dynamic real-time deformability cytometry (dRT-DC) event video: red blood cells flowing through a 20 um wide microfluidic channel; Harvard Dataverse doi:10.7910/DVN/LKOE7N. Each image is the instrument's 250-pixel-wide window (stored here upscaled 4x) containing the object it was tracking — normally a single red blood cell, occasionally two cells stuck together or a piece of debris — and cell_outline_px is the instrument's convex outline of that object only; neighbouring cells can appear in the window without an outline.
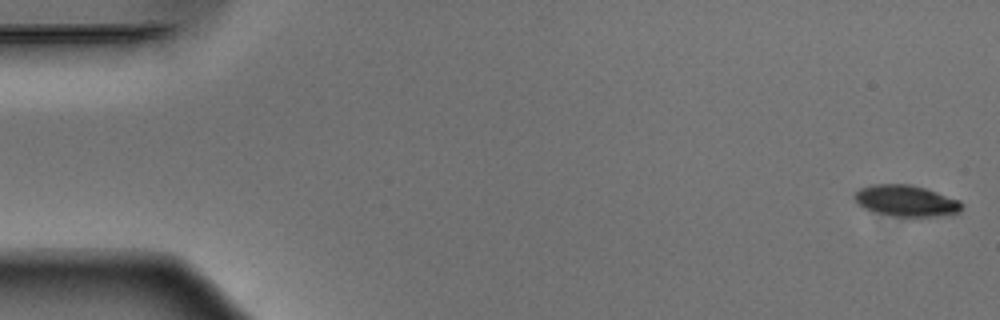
{"species": "Egyptian fruit bat (a non-hibernating species)", "species_latin": "Rousettus aegyptiacus", "temperature_condition": "warm", "stored_images_in_passage": 52, "camera_frame_rate_fps": 3000, "um_per_image_px": 0.085, "animal": {"sex": "male"}, "frame": {"image": 1, "passage_image": 1, "time_ms": 0.0, "image_size_px": [1000, 320], "cell_outline_px": [[964, 204], [960, 212], [936, 216], [896, 216], [872, 212], [864, 208], [856, 200], [856, 192], [860, 188], [872, 184], [908, 184], [924, 188], [960, 200]], "centroid_in_image_um": [77.04, 17.06], "position_along_channel_um": 8.0, "area_um2": 19.31}}
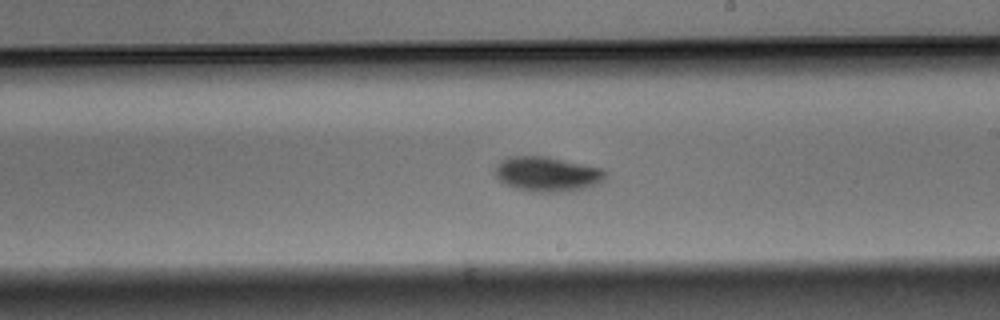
{"frame": {"image": 2, "passage_image": 30, "time_ms": 9.667, "image_size_px": [1000, 320], "cell_outline_px": [[604, 176], [600, 180], [584, 188], [560, 192], [532, 192], [516, 188], [504, 184], [496, 176], [496, 164], [500, 160], [508, 156], [544, 156], [600, 168], [604, 172]], "centroid_in_image_um": [46.4, 14.79], "position_along_channel_um": 242.6, "area_um2": 21.85}}
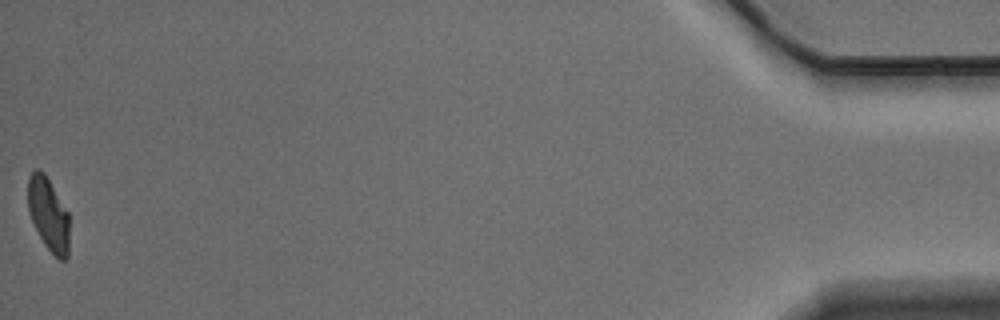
{"frame": {"image": 3, "passage_image": 52, "time_ms": 17.0, "image_size_px": [1000, 320], "cell_outline_px": [[68, 256], [64, 260], [60, 260], [44, 244], [28, 212], [28, 176], [36, 168], [44, 172], [68, 212]], "centroid_in_image_um": [4.1, 18.18], "position_along_channel_um": 431.1, "area_um2": 17.4}, "authors_computed_cell_mechanics": {"area_um2": 20.4034, "velocity_mm_per_s": 3.8908, "shape_relaxation_time_tau1_ms": 2.1222, "shape_relaxation_time_tau2_ms": null, "deformation_change_tau1": 0.1317, "deformation_change_tau2": null}}